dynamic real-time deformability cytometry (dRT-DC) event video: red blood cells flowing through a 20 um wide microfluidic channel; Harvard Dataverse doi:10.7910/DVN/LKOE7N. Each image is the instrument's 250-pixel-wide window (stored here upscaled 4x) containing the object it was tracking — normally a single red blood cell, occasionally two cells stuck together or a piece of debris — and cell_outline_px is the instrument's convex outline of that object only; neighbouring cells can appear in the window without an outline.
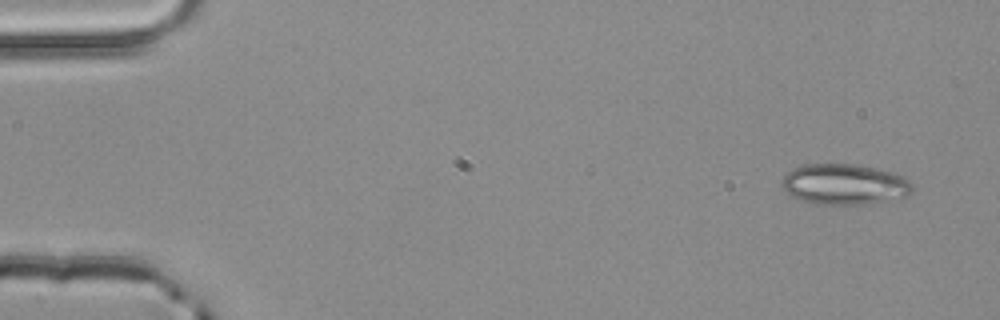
{"species": "common noctule bat (a hibernating species)", "species_latin": "Nyctalus noctula", "temperature_condition": "room temperature", "stored_images_in_passage": 3, "camera_frame_rate_fps": 3000, "um_per_image_px": 0.085, "animal": {"sex": "male", "body_mass_g": 20.4}, "frame": {"image": 1, "passage_image": 1, "time_ms": 0.0, "image_size_px": [1000, 320], "cell_outline_px": [[912, 192], [908, 196], [860, 204], [812, 204], [792, 196], [784, 192], [780, 184], [780, 180], [792, 168], [804, 164], [856, 164], [892, 172], [904, 176], [912, 184]], "centroid_in_image_um": [71.72, 15.65], "position_along_channel_um": 13.3, "area_um2": 30.98}}